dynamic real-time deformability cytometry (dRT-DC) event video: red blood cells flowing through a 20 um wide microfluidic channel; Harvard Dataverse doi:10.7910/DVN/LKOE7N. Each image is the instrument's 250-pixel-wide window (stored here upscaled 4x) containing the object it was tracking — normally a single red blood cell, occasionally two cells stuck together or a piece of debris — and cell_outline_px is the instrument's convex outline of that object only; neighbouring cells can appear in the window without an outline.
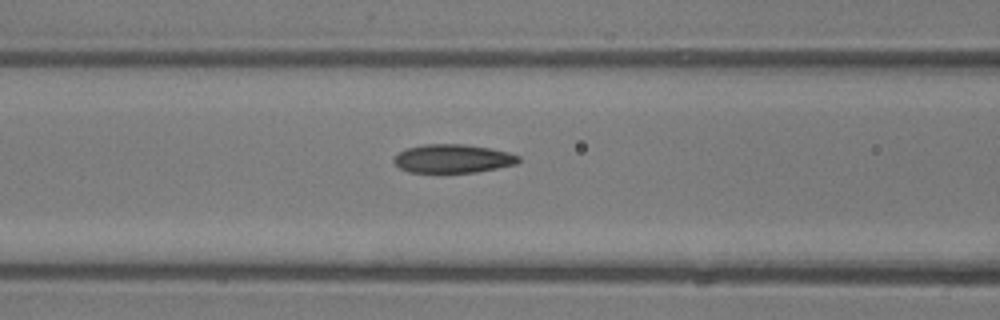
{"species": "common noctule bat (a hibernating species)", "species_latin": "Nyctalus noctula", "temperature_condition": "room temperature", "stored_images_in_passage": 5, "camera_frame_rate_fps": 3000, "um_per_image_px": 0.085, "animal": {"sex": "male", "body_mass_g": 13.3}, "frame": {"image": 1, "passage_image": 5, "time_ms": 4.667, "image_size_px": [1000, 320], "cell_outline_px": [[520, 160], [516, 164], [476, 172], [408, 172], [400, 168], [392, 160], [400, 152], [408, 148], [424, 144], [464, 144], [492, 148], [508, 152], [520, 156]], "centroid_in_image_um": [38.51, 13.47], "position_along_channel_um": 128.1, "area_um2": 20.63}}